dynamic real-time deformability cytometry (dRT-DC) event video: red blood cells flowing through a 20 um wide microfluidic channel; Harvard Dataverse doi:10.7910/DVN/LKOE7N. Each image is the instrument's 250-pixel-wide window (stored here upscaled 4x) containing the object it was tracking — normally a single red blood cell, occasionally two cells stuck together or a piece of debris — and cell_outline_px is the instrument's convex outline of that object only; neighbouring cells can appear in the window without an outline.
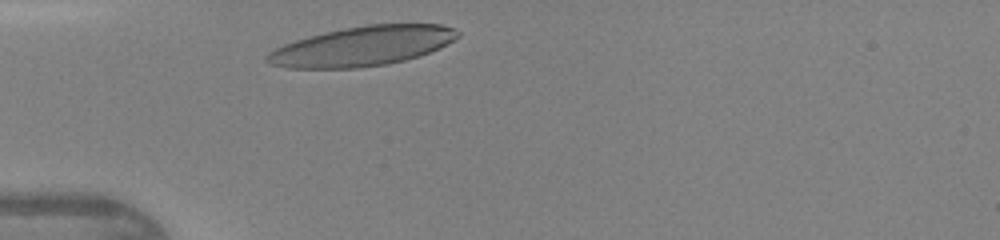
{"species": "human", "species_latin": "Homo sapiens", "temperature_condition": "warm", "stored_images_in_passage": 26, "camera_frame_rate_fps": 3000, "um_per_image_px": 0.085, "donor": {"sex": "female"}, "frame": {"image": 1, "passage_image": 2, "time_ms": 0.333, "image_size_px": [1000, 240], "cell_outline_px": [[460, 36], [440, 48], [420, 56], [388, 64], [356, 68], [288, 68], [268, 64], [264, 60], [264, 56], [268, 52], [284, 44], [308, 36], [344, 28], [368, 24], [440, 24], [452, 28], [460, 32]], "centroid_in_image_um": [30.78, 3.93], "position_along_channel_um": 54.2, "area_um2": 44.1}}
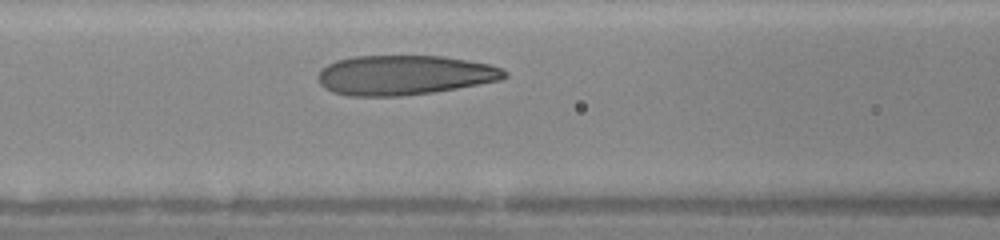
{"frame": {"image": 2, "passage_image": 8, "time_ms": 2.333, "image_size_px": [1000, 240], "cell_outline_px": [[508, 76], [500, 80], [456, 88], [432, 92], [404, 96], [348, 96], [332, 92], [324, 88], [320, 84], [316, 76], [320, 68], [336, 60], [352, 56], [444, 56], [492, 64], [508, 72]], "centroid_in_image_um": [34.33, 6.38], "position_along_channel_um": 132.3, "area_um2": 43.47}}
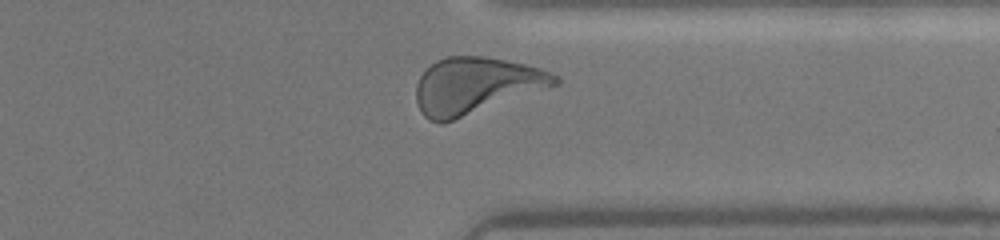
{"frame": {"image": 3, "passage_image": 24, "time_ms": 7.667, "image_size_px": [1000, 240], "cell_outline_px": [[560, 84], [440, 124], [428, 120], [424, 116], [416, 104], [416, 84], [420, 76], [436, 60], [448, 56], [484, 56], [524, 64], [540, 68], [560, 76]], "centroid_in_image_um": [40.43, 7.27], "position_along_channel_um": 371.0, "area_um2": 45.37}}